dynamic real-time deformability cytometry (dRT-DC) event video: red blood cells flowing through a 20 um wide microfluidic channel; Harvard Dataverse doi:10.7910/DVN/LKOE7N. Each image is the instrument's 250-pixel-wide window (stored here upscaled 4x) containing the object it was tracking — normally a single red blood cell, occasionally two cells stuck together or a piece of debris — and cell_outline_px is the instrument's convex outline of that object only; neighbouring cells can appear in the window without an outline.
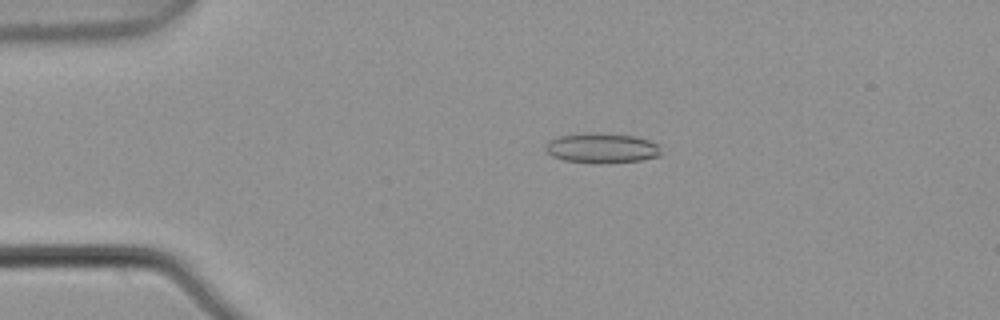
{"species": "common noctule bat (a hibernating species)", "species_latin": "Nyctalus noctula", "temperature_condition": "warm", "stored_images_in_passage": 4, "camera_frame_rate_fps": 3000, "um_per_image_px": 0.085, "animal": {"sex": "male", "body_mass_g": 21.5, "forearm_length_mm": 52.0}, "frame": {"image": 1, "passage_image": 3, "time_ms": 0.667, "image_size_px": [1000, 320], "cell_outline_px": [[660, 156], [640, 160], [564, 160], [552, 156], [544, 148], [544, 144], [556, 136], [592, 132], [636, 136], [660, 144]], "centroid_in_image_um": [51.14, 12.52], "position_along_channel_um": 33.9, "area_um2": 19.31}}